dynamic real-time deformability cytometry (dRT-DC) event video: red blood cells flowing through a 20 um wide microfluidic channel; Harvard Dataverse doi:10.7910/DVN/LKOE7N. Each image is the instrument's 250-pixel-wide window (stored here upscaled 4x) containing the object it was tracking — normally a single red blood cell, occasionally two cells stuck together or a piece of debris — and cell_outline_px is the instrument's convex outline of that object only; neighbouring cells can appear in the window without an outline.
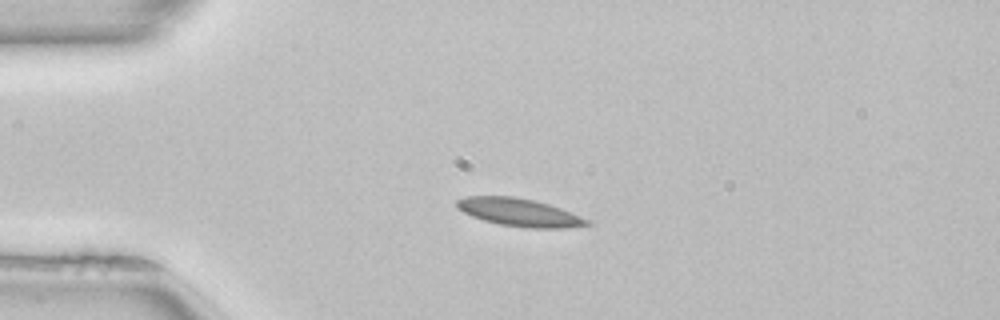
{"species": "common noctule bat (a hibernating species)", "species_latin": "Nyctalus noctula", "temperature_condition": "room temperature", "stored_images_in_passage": 40, "camera_frame_rate_fps": 3000, "um_per_image_px": 0.085, "animal": {"sex": "female", "body_mass_g": 22.7, "forearm_length_mm": 54.2}, "frame": {"image": 1, "passage_image": 1, "time_ms": 0.0, "image_size_px": [1000, 320], "cell_outline_px": [[592, 224], [564, 228], [528, 228], [500, 224], [484, 220], [472, 216], [456, 208], [456, 200], [468, 196], [512, 196], [536, 200], [560, 208], [588, 220]], "centroid_in_image_um": [44.11, 18.04], "position_along_channel_um": 40.9, "area_um2": 20.92}}
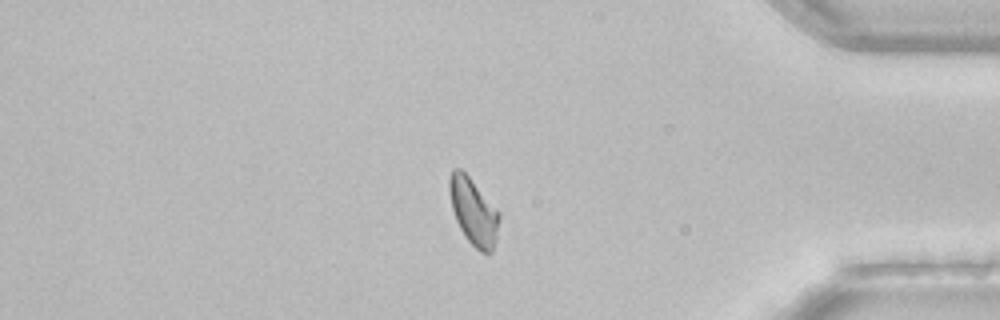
{"frame": {"image": 2, "passage_image": 32, "time_ms": 10.333, "image_size_px": [1000, 320], "cell_outline_px": [[500, 220], [496, 240], [492, 252], [488, 256], [480, 252], [464, 236], [456, 220], [452, 208], [448, 188], [448, 180], [452, 168], [460, 168], [468, 176], [500, 212]], "centroid_in_image_um": [40.25, 18.01], "position_along_channel_um": 394.9, "area_um2": 19.54}}
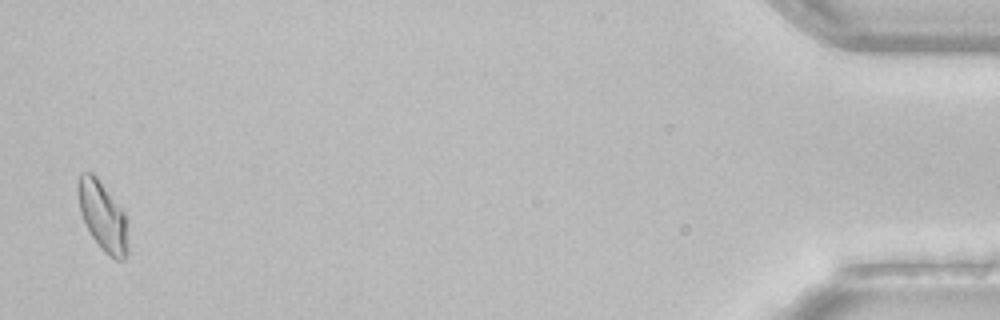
{"frame": {"image": 3, "passage_image": 39, "time_ms": 12.667, "image_size_px": [1000, 320], "cell_outline_px": [[128, 252], [124, 260], [116, 260], [108, 256], [100, 248], [92, 236], [80, 212], [76, 192], [76, 184], [80, 172], [92, 172], [100, 180], [124, 212], [128, 248]], "centroid_in_image_um": [8.7, 18.35], "position_along_channel_um": 426.5, "area_um2": 20.29}, "authors_computed_cell_mechanics": {"area_um2": 19.8832, "velocity_mm_per_s": 3.9947, "shape_relaxation_time_tau1_ms": null, "shape_relaxation_time_tau2_ms": 2.6921, "deformation_change_tau1": null, "deformation_change_tau2": 0.0577}}